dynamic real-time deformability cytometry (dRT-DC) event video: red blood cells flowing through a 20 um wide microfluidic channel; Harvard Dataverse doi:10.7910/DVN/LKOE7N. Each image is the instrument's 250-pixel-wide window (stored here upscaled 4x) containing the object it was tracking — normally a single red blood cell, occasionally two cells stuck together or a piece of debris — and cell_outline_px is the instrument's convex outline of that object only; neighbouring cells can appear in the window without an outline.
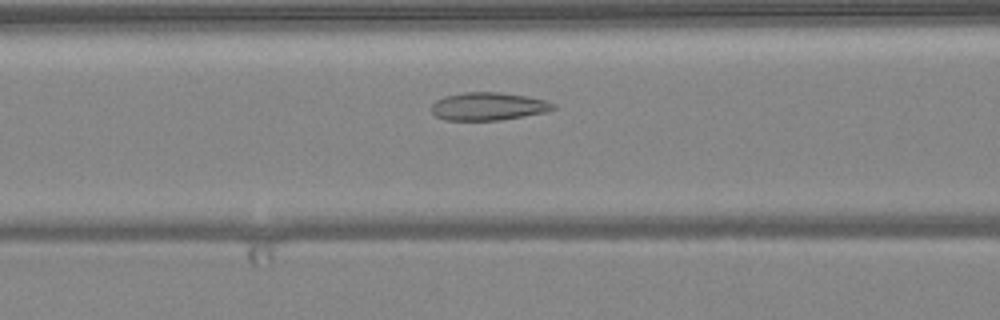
{"species": "common noctule bat (a hibernating species)", "species_latin": "Nyctalus noctula", "temperature_condition": "warm", "stored_images_in_passage": 48, "camera_frame_rate_fps": 3000, "um_per_image_px": 0.085, "animal": {"sex": "female", "body_mass_g": 24.6, "forearm_length_mm": 56.2}, "frame": {"image": 1, "passage_image": 18, "time_ms": 5.667, "image_size_px": [1000, 320], "cell_outline_px": [[556, 108], [544, 112], [524, 116], [500, 120], [444, 120], [436, 116], [432, 112], [432, 104], [436, 100], [444, 96], [464, 92], [500, 92], [528, 96], [544, 100], [556, 104]], "centroid_in_image_um": [41.5, 9.03], "position_along_channel_um": 125.1, "area_um2": 19.83}}
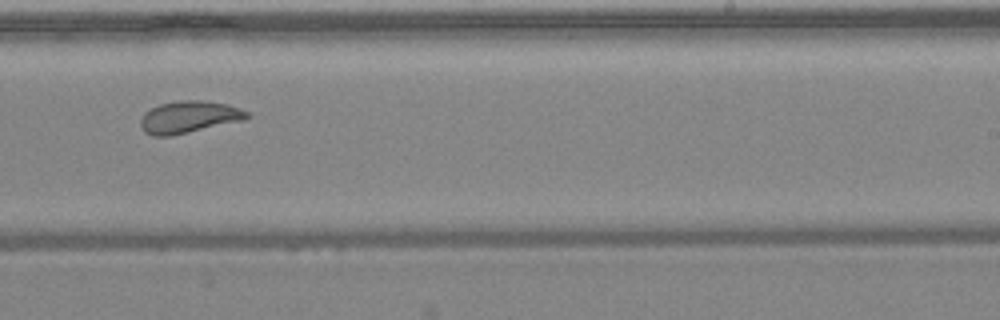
{"frame": {"image": 2, "passage_image": 29, "time_ms": 9.333, "image_size_px": [1000, 320], "cell_outline_px": [[248, 116], [244, 120], [172, 136], [152, 136], [144, 132], [140, 124], [140, 120], [144, 112], [160, 104], [176, 100], [200, 100], [228, 104], [240, 108], [248, 112]], "centroid_in_image_um": [16.03, 9.95], "position_along_channel_um": 273.0, "area_um2": 19.94}}
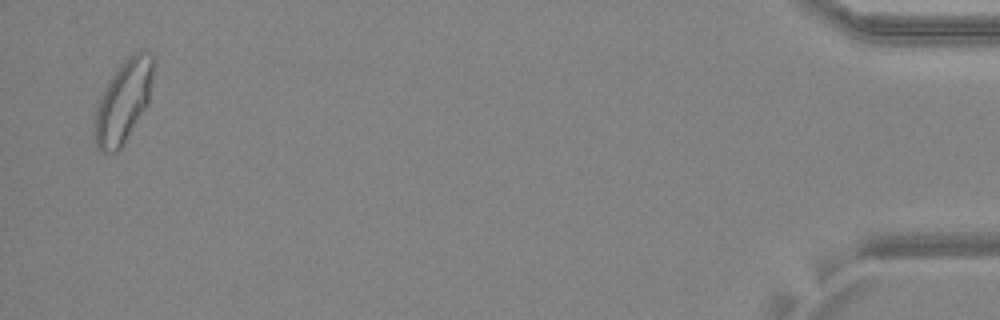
{"frame": {"image": 3, "passage_image": 47, "time_ms": 15.333, "image_size_px": [1000, 320], "cell_outline_px": [[156, 60], [148, 104], [120, 148], [116, 152], [104, 152], [96, 148], [92, 132], [96, 108], [100, 96], [108, 80], [120, 64], [128, 56], [144, 48]], "centroid_in_image_um": [10.48, 8.59], "position_along_channel_um": 424.7, "area_um2": 28.55}, "authors_computed_cell_mechanics": {"area_um2": 22.0796, "velocity_mm_per_s": 4.0395, "shape_relaxation_time_tau1_ms": 11.0759, "shape_relaxation_time_tau2_ms": 1.2423, "deformation_change_tau1": 0.2229, "deformation_change_tau2": 0.0618}}